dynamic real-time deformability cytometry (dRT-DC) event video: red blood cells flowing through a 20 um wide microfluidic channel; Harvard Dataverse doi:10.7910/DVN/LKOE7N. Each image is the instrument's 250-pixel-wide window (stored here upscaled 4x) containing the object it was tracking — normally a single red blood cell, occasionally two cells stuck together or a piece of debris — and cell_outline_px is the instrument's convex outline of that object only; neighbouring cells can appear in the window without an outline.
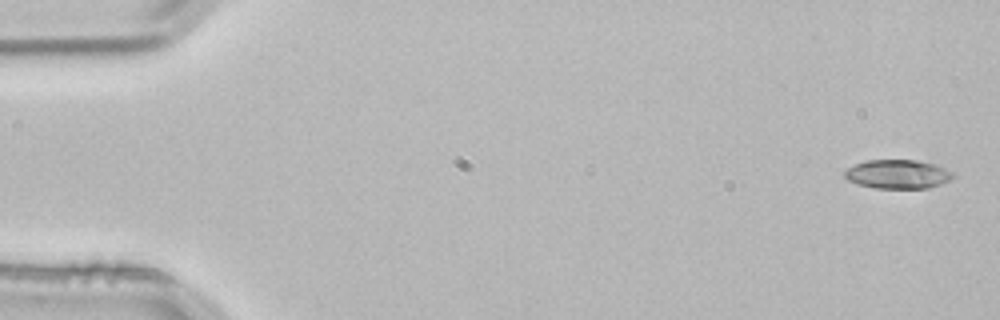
{"species": "common noctule bat (a hibernating species)", "species_latin": "Nyctalus noctula", "temperature_condition": "room temperature", "stored_images_in_passage": 3, "camera_frame_rate_fps": 3000, "um_per_image_px": 0.085, "animal": {"sex": "male", "body_mass_g": 21.5, "forearm_length_mm": 52.0}, "frame": {"image": 1, "passage_image": 1, "time_ms": 0.0, "image_size_px": [1000, 320], "cell_outline_px": [[952, 176], [948, 180], [940, 184], [928, 188], [876, 188], [860, 184], [848, 180], [844, 176], [844, 172], [848, 168], [856, 164], [868, 160], [916, 160], [936, 164], [952, 172]], "centroid_in_image_um": [76.3, 14.8], "position_along_channel_um": 8.7, "area_um2": 17.98}}
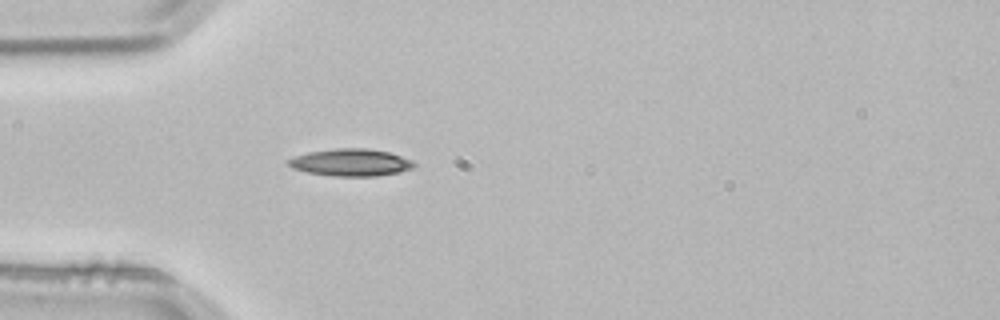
{"frame": {"image": 2, "passage_image": 3, "time_ms": 0.667, "image_size_px": [1000, 320], "cell_outline_px": [[416, 164], [412, 168], [400, 172], [376, 176], [332, 176], [308, 172], [292, 168], [284, 160], [308, 152], [336, 148], [368, 148], [388, 152], [412, 160]], "centroid_in_image_um": [29.8, 13.81], "position_along_channel_um": 55.2, "area_um2": 19.94}}